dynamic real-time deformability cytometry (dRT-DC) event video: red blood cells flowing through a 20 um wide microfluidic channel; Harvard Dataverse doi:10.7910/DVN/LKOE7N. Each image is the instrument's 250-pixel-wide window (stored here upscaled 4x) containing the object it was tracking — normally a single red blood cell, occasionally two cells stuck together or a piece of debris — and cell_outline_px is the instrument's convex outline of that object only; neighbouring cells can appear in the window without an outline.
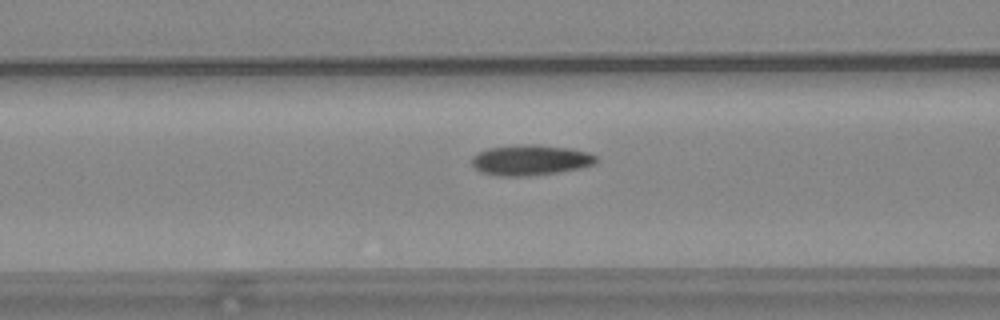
{"species": "common noctule bat (a hibernating species)", "species_latin": "Nyctalus noctula", "temperature_condition": "warm", "stored_images_in_passage": 57, "camera_frame_rate_fps": 3000, "um_per_image_px": 0.085, "animal": {"sex": "female", "body_mass_g": 24.6, "forearm_length_mm": 56.2}, "frame": {"image": 1, "passage_image": 24, "time_ms": 7.667, "image_size_px": [1000, 320], "cell_outline_px": [[596, 164], [580, 168], [560, 172], [528, 176], [496, 176], [480, 172], [472, 164], [472, 156], [488, 148], [524, 144], [536, 144], [572, 148], [588, 152], [596, 156]], "centroid_in_image_um": [45.1, 13.61], "position_along_channel_um": 121.5, "area_um2": 22.25}}
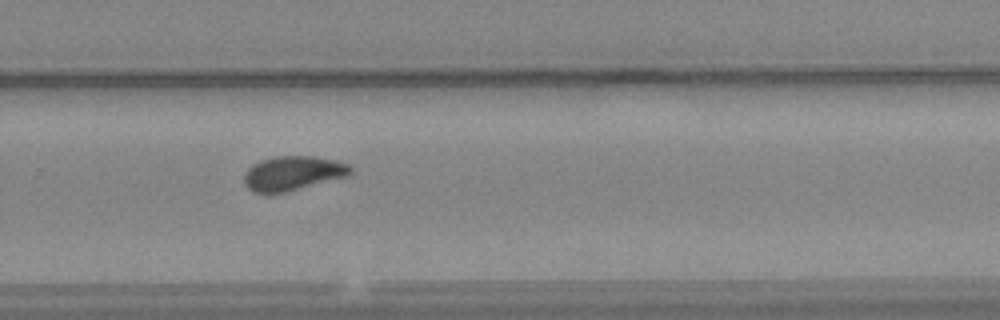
{"frame": {"image": 2, "passage_image": 39, "time_ms": 12.667, "image_size_px": [1000, 320], "cell_outline_px": [[352, 172], [348, 176], [268, 196], [252, 192], [244, 184], [244, 172], [252, 164], [260, 160], [272, 156], [312, 156], [336, 160], [348, 164], [352, 168]], "centroid_in_image_um": [24.83, 14.74], "position_along_channel_um": 305.0, "area_um2": 21.73}}
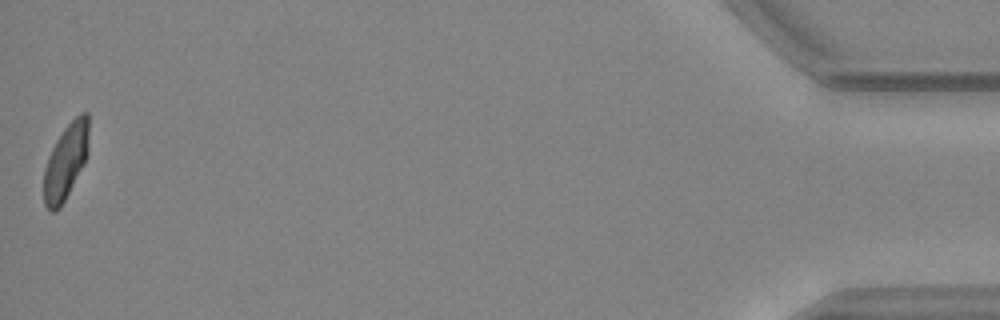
{"frame": {"image": 3, "passage_image": 57, "time_ms": 18.667, "image_size_px": [1000, 320], "cell_outline_px": [[88, 156], [84, 164], [60, 208], [56, 212], [52, 212], [44, 204], [44, 168], [48, 156], [56, 140], [64, 128], [80, 112], [88, 112]], "centroid_in_image_um": [5.59, 13.73], "position_along_channel_um": 429.6, "area_um2": 19.77}, "authors_computed_cell_mechanics": {"area_um2": 20.6924, "velocity_mm_per_s": 3.6743, "shape_relaxation_time_tau1_ms": 5.6353, "shape_relaxation_time_tau2_ms": 1.9394, "deformation_change_tau1": 0.1581, "deformation_change_tau2": 0.057}}